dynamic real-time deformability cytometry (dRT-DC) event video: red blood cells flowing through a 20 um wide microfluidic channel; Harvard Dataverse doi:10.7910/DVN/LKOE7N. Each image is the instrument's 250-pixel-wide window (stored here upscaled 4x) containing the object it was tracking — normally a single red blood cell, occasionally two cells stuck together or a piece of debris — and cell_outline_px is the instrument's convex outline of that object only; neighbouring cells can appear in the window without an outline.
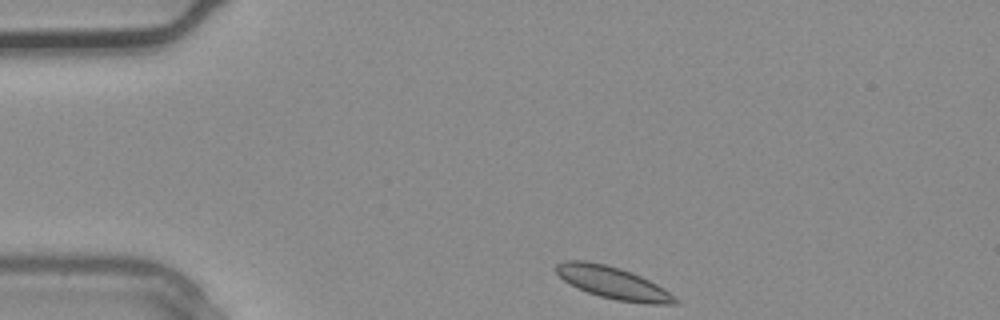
{"species": "common noctule bat (a hibernating species)", "species_latin": "Nyctalus noctula", "temperature_condition": "warm", "stored_images_in_passage": 2, "camera_frame_rate_fps": 3000, "um_per_image_px": 0.085, "animal": {"sex": "male", "body_mass_g": 20.4}, "frame": {"image": 1, "passage_image": 1, "time_ms": 0.0, "image_size_px": [1000, 320], "cell_outline_px": [[680, 304], [648, 304], [616, 300], [600, 296], [588, 292], [564, 280], [556, 272], [556, 264], [564, 260], [588, 260], [620, 268], [632, 272], [664, 288], [676, 296], [680, 300]], "centroid_in_image_um": [52.16, 24.04], "position_along_channel_um": 32.8, "area_um2": 22.25}}